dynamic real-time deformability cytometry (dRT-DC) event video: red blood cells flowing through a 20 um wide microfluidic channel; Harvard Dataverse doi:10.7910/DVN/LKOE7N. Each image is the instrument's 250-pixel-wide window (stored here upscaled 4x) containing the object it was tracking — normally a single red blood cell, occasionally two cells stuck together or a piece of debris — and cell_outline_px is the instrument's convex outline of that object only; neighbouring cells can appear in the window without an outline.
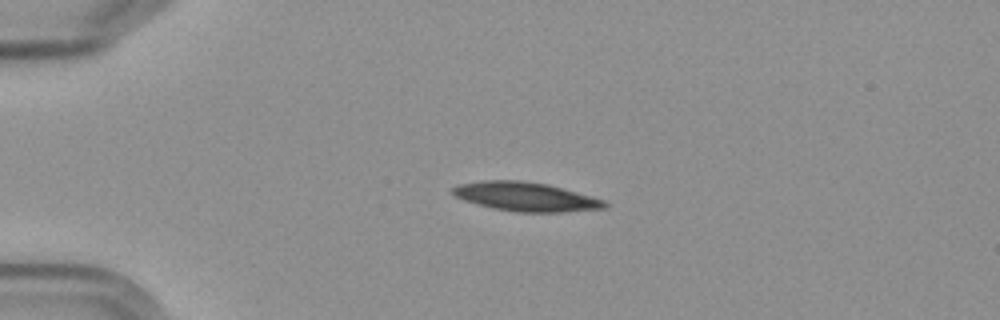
{"species": "Egyptian fruit bat (a non-hibernating species)", "species_latin": "Rousettus aegyptiacus", "temperature_condition": "cold", "stored_images_in_passage": 3, "camera_frame_rate_fps": 3000, "um_per_image_px": 0.085, "frame": {"image": 1, "passage_image": 2, "time_ms": 1.333, "image_size_px": [1000, 320], "cell_outline_px": [[608, 208], [564, 212], [516, 212], [492, 208], [464, 200], [456, 196], [452, 192], [452, 188], [456, 184], [484, 180], [520, 180], [548, 184], [592, 196], [604, 200], [608, 204]], "centroid_in_image_um": [44.7, 16.72], "position_along_channel_um": 40.3, "area_um2": 25.78}}